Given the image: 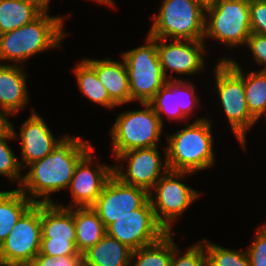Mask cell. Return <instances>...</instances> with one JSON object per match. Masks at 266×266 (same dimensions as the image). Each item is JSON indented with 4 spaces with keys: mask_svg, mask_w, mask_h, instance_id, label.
<instances>
[{
    "mask_svg": "<svg viewBox=\"0 0 266 266\" xmlns=\"http://www.w3.org/2000/svg\"><path fill=\"white\" fill-rule=\"evenodd\" d=\"M219 100L233 132L242 147L246 146V131L257 120L250 114L245 99L244 71L233 59L222 58L215 68Z\"/></svg>",
    "mask_w": 266,
    "mask_h": 266,
    "instance_id": "4",
    "label": "cell"
},
{
    "mask_svg": "<svg viewBox=\"0 0 266 266\" xmlns=\"http://www.w3.org/2000/svg\"><path fill=\"white\" fill-rule=\"evenodd\" d=\"M36 4L43 12H48L49 3L51 0H23Z\"/></svg>",
    "mask_w": 266,
    "mask_h": 266,
    "instance_id": "36",
    "label": "cell"
},
{
    "mask_svg": "<svg viewBox=\"0 0 266 266\" xmlns=\"http://www.w3.org/2000/svg\"><path fill=\"white\" fill-rule=\"evenodd\" d=\"M90 150L77 164L74 175L71 179L69 190L73 197L67 208L91 207L102 193L103 187L108 179L113 175V167L109 165L97 164L91 169L92 154Z\"/></svg>",
    "mask_w": 266,
    "mask_h": 266,
    "instance_id": "16",
    "label": "cell"
},
{
    "mask_svg": "<svg viewBox=\"0 0 266 266\" xmlns=\"http://www.w3.org/2000/svg\"><path fill=\"white\" fill-rule=\"evenodd\" d=\"M22 266H38L34 261L23 264Z\"/></svg>",
    "mask_w": 266,
    "mask_h": 266,
    "instance_id": "40",
    "label": "cell"
},
{
    "mask_svg": "<svg viewBox=\"0 0 266 266\" xmlns=\"http://www.w3.org/2000/svg\"><path fill=\"white\" fill-rule=\"evenodd\" d=\"M26 73L22 66L0 63V110L7 116L28 104Z\"/></svg>",
    "mask_w": 266,
    "mask_h": 266,
    "instance_id": "18",
    "label": "cell"
},
{
    "mask_svg": "<svg viewBox=\"0 0 266 266\" xmlns=\"http://www.w3.org/2000/svg\"><path fill=\"white\" fill-rule=\"evenodd\" d=\"M191 173L168 170L153 187L156 194L149 193L156 220L167 233L172 232L174 220L178 219L201 194L180 182L181 178L184 179Z\"/></svg>",
    "mask_w": 266,
    "mask_h": 266,
    "instance_id": "9",
    "label": "cell"
},
{
    "mask_svg": "<svg viewBox=\"0 0 266 266\" xmlns=\"http://www.w3.org/2000/svg\"><path fill=\"white\" fill-rule=\"evenodd\" d=\"M157 38V53L162 71L167 80L168 69L179 75H194L205 68L204 54L205 44L203 40H180V39Z\"/></svg>",
    "mask_w": 266,
    "mask_h": 266,
    "instance_id": "15",
    "label": "cell"
},
{
    "mask_svg": "<svg viewBox=\"0 0 266 266\" xmlns=\"http://www.w3.org/2000/svg\"><path fill=\"white\" fill-rule=\"evenodd\" d=\"M34 262L38 266H81L83 261V255H62L58 257L38 254L34 258Z\"/></svg>",
    "mask_w": 266,
    "mask_h": 266,
    "instance_id": "34",
    "label": "cell"
},
{
    "mask_svg": "<svg viewBox=\"0 0 266 266\" xmlns=\"http://www.w3.org/2000/svg\"><path fill=\"white\" fill-rule=\"evenodd\" d=\"M143 110L121 113L110 129L113 153L117 155L138 148L156 147L160 142L163 124L149 103Z\"/></svg>",
    "mask_w": 266,
    "mask_h": 266,
    "instance_id": "8",
    "label": "cell"
},
{
    "mask_svg": "<svg viewBox=\"0 0 266 266\" xmlns=\"http://www.w3.org/2000/svg\"><path fill=\"white\" fill-rule=\"evenodd\" d=\"M41 232L39 254L50 256L83 255L76 248L73 207L58 203H41Z\"/></svg>",
    "mask_w": 266,
    "mask_h": 266,
    "instance_id": "11",
    "label": "cell"
},
{
    "mask_svg": "<svg viewBox=\"0 0 266 266\" xmlns=\"http://www.w3.org/2000/svg\"><path fill=\"white\" fill-rule=\"evenodd\" d=\"M183 130L168 136L165 159L169 170L198 172L214 165L211 121L197 118Z\"/></svg>",
    "mask_w": 266,
    "mask_h": 266,
    "instance_id": "3",
    "label": "cell"
},
{
    "mask_svg": "<svg viewBox=\"0 0 266 266\" xmlns=\"http://www.w3.org/2000/svg\"><path fill=\"white\" fill-rule=\"evenodd\" d=\"M179 251L178 246L173 250L169 266H206V252L202 242L188 247L182 255Z\"/></svg>",
    "mask_w": 266,
    "mask_h": 266,
    "instance_id": "30",
    "label": "cell"
},
{
    "mask_svg": "<svg viewBox=\"0 0 266 266\" xmlns=\"http://www.w3.org/2000/svg\"><path fill=\"white\" fill-rule=\"evenodd\" d=\"M202 243L206 244V266H251L247 252L224 248L207 239Z\"/></svg>",
    "mask_w": 266,
    "mask_h": 266,
    "instance_id": "28",
    "label": "cell"
},
{
    "mask_svg": "<svg viewBox=\"0 0 266 266\" xmlns=\"http://www.w3.org/2000/svg\"><path fill=\"white\" fill-rule=\"evenodd\" d=\"M95 71L110 99L117 105L131 102L128 72L123 61L84 59Z\"/></svg>",
    "mask_w": 266,
    "mask_h": 266,
    "instance_id": "19",
    "label": "cell"
},
{
    "mask_svg": "<svg viewBox=\"0 0 266 266\" xmlns=\"http://www.w3.org/2000/svg\"><path fill=\"white\" fill-rule=\"evenodd\" d=\"M148 199L145 189L125 184L112 175L91 207L107 227L117 218L140 208Z\"/></svg>",
    "mask_w": 266,
    "mask_h": 266,
    "instance_id": "14",
    "label": "cell"
},
{
    "mask_svg": "<svg viewBox=\"0 0 266 266\" xmlns=\"http://www.w3.org/2000/svg\"><path fill=\"white\" fill-rule=\"evenodd\" d=\"M176 247L172 232L166 233L159 241L134 250L130 266H169Z\"/></svg>",
    "mask_w": 266,
    "mask_h": 266,
    "instance_id": "24",
    "label": "cell"
},
{
    "mask_svg": "<svg viewBox=\"0 0 266 266\" xmlns=\"http://www.w3.org/2000/svg\"><path fill=\"white\" fill-rule=\"evenodd\" d=\"M166 233L157 222L149 199L140 208L117 218L106 227L107 235L133 251L159 241Z\"/></svg>",
    "mask_w": 266,
    "mask_h": 266,
    "instance_id": "12",
    "label": "cell"
},
{
    "mask_svg": "<svg viewBox=\"0 0 266 266\" xmlns=\"http://www.w3.org/2000/svg\"><path fill=\"white\" fill-rule=\"evenodd\" d=\"M195 91V87L190 81L177 79V104L186 118L191 116L193 108L196 107L195 104H199V97L196 96Z\"/></svg>",
    "mask_w": 266,
    "mask_h": 266,
    "instance_id": "31",
    "label": "cell"
},
{
    "mask_svg": "<svg viewBox=\"0 0 266 266\" xmlns=\"http://www.w3.org/2000/svg\"><path fill=\"white\" fill-rule=\"evenodd\" d=\"M92 149L88 140L64 136L51 153L28 165L30 171L23 176L19 189L25 195L29 192L27 197L33 203H54L49 195L69 188L78 162Z\"/></svg>",
    "mask_w": 266,
    "mask_h": 266,
    "instance_id": "1",
    "label": "cell"
},
{
    "mask_svg": "<svg viewBox=\"0 0 266 266\" xmlns=\"http://www.w3.org/2000/svg\"><path fill=\"white\" fill-rule=\"evenodd\" d=\"M91 1H96L97 3H102V4H108V6L114 7L113 0H91Z\"/></svg>",
    "mask_w": 266,
    "mask_h": 266,
    "instance_id": "38",
    "label": "cell"
},
{
    "mask_svg": "<svg viewBox=\"0 0 266 266\" xmlns=\"http://www.w3.org/2000/svg\"><path fill=\"white\" fill-rule=\"evenodd\" d=\"M244 90L248 110L258 121L266 115V72L244 73Z\"/></svg>",
    "mask_w": 266,
    "mask_h": 266,
    "instance_id": "26",
    "label": "cell"
},
{
    "mask_svg": "<svg viewBox=\"0 0 266 266\" xmlns=\"http://www.w3.org/2000/svg\"><path fill=\"white\" fill-rule=\"evenodd\" d=\"M133 250L117 239L105 235L83 253L86 266H130Z\"/></svg>",
    "mask_w": 266,
    "mask_h": 266,
    "instance_id": "20",
    "label": "cell"
},
{
    "mask_svg": "<svg viewBox=\"0 0 266 266\" xmlns=\"http://www.w3.org/2000/svg\"><path fill=\"white\" fill-rule=\"evenodd\" d=\"M41 239V203H34L0 244V265L22 266L34 261Z\"/></svg>",
    "mask_w": 266,
    "mask_h": 266,
    "instance_id": "10",
    "label": "cell"
},
{
    "mask_svg": "<svg viewBox=\"0 0 266 266\" xmlns=\"http://www.w3.org/2000/svg\"><path fill=\"white\" fill-rule=\"evenodd\" d=\"M255 239L247 250L251 266H266V223L257 228Z\"/></svg>",
    "mask_w": 266,
    "mask_h": 266,
    "instance_id": "32",
    "label": "cell"
},
{
    "mask_svg": "<svg viewBox=\"0 0 266 266\" xmlns=\"http://www.w3.org/2000/svg\"><path fill=\"white\" fill-rule=\"evenodd\" d=\"M77 79V86L80 92L84 94L95 104H100L106 108L117 106L109 97L104 85L100 82L96 71L83 59L82 62L74 68Z\"/></svg>",
    "mask_w": 266,
    "mask_h": 266,
    "instance_id": "25",
    "label": "cell"
},
{
    "mask_svg": "<svg viewBox=\"0 0 266 266\" xmlns=\"http://www.w3.org/2000/svg\"><path fill=\"white\" fill-rule=\"evenodd\" d=\"M7 118V115L0 110V133L9 126L10 121Z\"/></svg>",
    "mask_w": 266,
    "mask_h": 266,
    "instance_id": "37",
    "label": "cell"
},
{
    "mask_svg": "<svg viewBox=\"0 0 266 266\" xmlns=\"http://www.w3.org/2000/svg\"><path fill=\"white\" fill-rule=\"evenodd\" d=\"M9 139H15L10 126L0 133V174L13 182L17 179L20 186L23 180V175L20 174L21 166L8 144Z\"/></svg>",
    "mask_w": 266,
    "mask_h": 266,
    "instance_id": "29",
    "label": "cell"
},
{
    "mask_svg": "<svg viewBox=\"0 0 266 266\" xmlns=\"http://www.w3.org/2000/svg\"><path fill=\"white\" fill-rule=\"evenodd\" d=\"M203 3L205 6L212 4L215 0H198Z\"/></svg>",
    "mask_w": 266,
    "mask_h": 266,
    "instance_id": "39",
    "label": "cell"
},
{
    "mask_svg": "<svg viewBox=\"0 0 266 266\" xmlns=\"http://www.w3.org/2000/svg\"><path fill=\"white\" fill-rule=\"evenodd\" d=\"M206 6L198 0H163L148 35L152 38L203 40Z\"/></svg>",
    "mask_w": 266,
    "mask_h": 266,
    "instance_id": "5",
    "label": "cell"
},
{
    "mask_svg": "<svg viewBox=\"0 0 266 266\" xmlns=\"http://www.w3.org/2000/svg\"><path fill=\"white\" fill-rule=\"evenodd\" d=\"M251 33L266 35V0H249Z\"/></svg>",
    "mask_w": 266,
    "mask_h": 266,
    "instance_id": "33",
    "label": "cell"
},
{
    "mask_svg": "<svg viewBox=\"0 0 266 266\" xmlns=\"http://www.w3.org/2000/svg\"><path fill=\"white\" fill-rule=\"evenodd\" d=\"M64 16L50 17L43 12L33 22L0 35V61L24 64L26 60L46 49L60 46L67 34L63 29ZM18 62V63H17Z\"/></svg>",
    "mask_w": 266,
    "mask_h": 266,
    "instance_id": "2",
    "label": "cell"
},
{
    "mask_svg": "<svg viewBox=\"0 0 266 266\" xmlns=\"http://www.w3.org/2000/svg\"><path fill=\"white\" fill-rule=\"evenodd\" d=\"M9 126L14 138L21 140V156L19 161L21 168H26L34 161L44 158L51 153L57 144L64 138L55 139L44 119L32 109L31 116L21 125L20 133L17 134L11 122ZM24 162V163H23Z\"/></svg>",
    "mask_w": 266,
    "mask_h": 266,
    "instance_id": "17",
    "label": "cell"
},
{
    "mask_svg": "<svg viewBox=\"0 0 266 266\" xmlns=\"http://www.w3.org/2000/svg\"><path fill=\"white\" fill-rule=\"evenodd\" d=\"M8 191L0 192V199L7 193Z\"/></svg>",
    "mask_w": 266,
    "mask_h": 266,
    "instance_id": "41",
    "label": "cell"
},
{
    "mask_svg": "<svg viewBox=\"0 0 266 266\" xmlns=\"http://www.w3.org/2000/svg\"><path fill=\"white\" fill-rule=\"evenodd\" d=\"M34 203L19 188L0 199V244L8 237L20 217Z\"/></svg>",
    "mask_w": 266,
    "mask_h": 266,
    "instance_id": "23",
    "label": "cell"
},
{
    "mask_svg": "<svg viewBox=\"0 0 266 266\" xmlns=\"http://www.w3.org/2000/svg\"><path fill=\"white\" fill-rule=\"evenodd\" d=\"M115 158L117 161H127L128 167L124 171L123 165L112 166L113 175L123 183L143 188L148 193L153 191L156 182L169 170L166 160L162 164L163 159L157 146L129 150ZM162 167L165 168L163 171H161Z\"/></svg>",
    "mask_w": 266,
    "mask_h": 266,
    "instance_id": "13",
    "label": "cell"
},
{
    "mask_svg": "<svg viewBox=\"0 0 266 266\" xmlns=\"http://www.w3.org/2000/svg\"><path fill=\"white\" fill-rule=\"evenodd\" d=\"M129 79L131 102L148 103L167 83L157 53V38L147 35L146 45L123 52Z\"/></svg>",
    "mask_w": 266,
    "mask_h": 266,
    "instance_id": "7",
    "label": "cell"
},
{
    "mask_svg": "<svg viewBox=\"0 0 266 266\" xmlns=\"http://www.w3.org/2000/svg\"><path fill=\"white\" fill-rule=\"evenodd\" d=\"M245 46L250 49L257 64L265 66L259 71L266 72V35L251 33Z\"/></svg>",
    "mask_w": 266,
    "mask_h": 266,
    "instance_id": "35",
    "label": "cell"
},
{
    "mask_svg": "<svg viewBox=\"0 0 266 266\" xmlns=\"http://www.w3.org/2000/svg\"><path fill=\"white\" fill-rule=\"evenodd\" d=\"M148 103L153 107L162 124V113H166L170 120H187L177 104V78L168 80L167 83L158 90L155 96Z\"/></svg>",
    "mask_w": 266,
    "mask_h": 266,
    "instance_id": "27",
    "label": "cell"
},
{
    "mask_svg": "<svg viewBox=\"0 0 266 266\" xmlns=\"http://www.w3.org/2000/svg\"><path fill=\"white\" fill-rule=\"evenodd\" d=\"M73 216L76 248L83 254L106 235V227L92 207H74Z\"/></svg>",
    "mask_w": 266,
    "mask_h": 266,
    "instance_id": "21",
    "label": "cell"
},
{
    "mask_svg": "<svg viewBox=\"0 0 266 266\" xmlns=\"http://www.w3.org/2000/svg\"><path fill=\"white\" fill-rule=\"evenodd\" d=\"M43 11L23 0H0V35L33 22Z\"/></svg>",
    "mask_w": 266,
    "mask_h": 266,
    "instance_id": "22",
    "label": "cell"
},
{
    "mask_svg": "<svg viewBox=\"0 0 266 266\" xmlns=\"http://www.w3.org/2000/svg\"><path fill=\"white\" fill-rule=\"evenodd\" d=\"M250 35L249 0H215L206 6L204 42L213 38L235 47L246 45Z\"/></svg>",
    "mask_w": 266,
    "mask_h": 266,
    "instance_id": "6",
    "label": "cell"
}]
</instances>
